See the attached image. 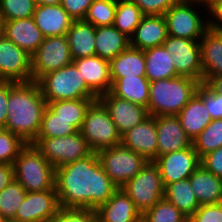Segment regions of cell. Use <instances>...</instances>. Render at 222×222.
Returning a JSON list of instances; mask_svg holds the SVG:
<instances>
[{
  "mask_svg": "<svg viewBox=\"0 0 222 222\" xmlns=\"http://www.w3.org/2000/svg\"><path fill=\"white\" fill-rule=\"evenodd\" d=\"M60 208L96 209L118 189L103 170L96 152L55 169Z\"/></svg>",
  "mask_w": 222,
  "mask_h": 222,
  "instance_id": "1",
  "label": "cell"
},
{
  "mask_svg": "<svg viewBox=\"0 0 222 222\" xmlns=\"http://www.w3.org/2000/svg\"><path fill=\"white\" fill-rule=\"evenodd\" d=\"M46 106L38 82L10 81L5 129L19 136L26 144L33 143Z\"/></svg>",
  "mask_w": 222,
  "mask_h": 222,
  "instance_id": "2",
  "label": "cell"
},
{
  "mask_svg": "<svg viewBox=\"0 0 222 222\" xmlns=\"http://www.w3.org/2000/svg\"><path fill=\"white\" fill-rule=\"evenodd\" d=\"M200 84L198 80L184 76L150 82L149 116L177 115L194 96Z\"/></svg>",
  "mask_w": 222,
  "mask_h": 222,
  "instance_id": "3",
  "label": "cell"
},
{
  "mask_svg": "<svg viewBox=\"0 0 222 222\" xmlns=\"http://www.w3.org/2000/svg\"><path fill=\"white\" fill-rule=\"evenodd\" d=\"M164 17L168 35L173 37L200 40L210 27L209 14L202 0H178Z\"/></svg>",
  "mask_w": 222,
  "mask_h": 222,
  "instance_id": "4",
  "label": "cell"
},
{
  "mask_svg": "<svg viewBox=\"0 0 222 222\" xmlns=\"http://www.w3.org/2000/svg\"><path fill=\"white\" fill-rule=\"evenodd\" d=\"M13 166L15 180L26 192L55 189V168L32 143L21 149Z\"/></svg>",
  "mask_w": 222,
  "mask_h": 222,
  "instance_id": "5",
  "label": "cell"
},
{
  "mask_svg": "<svg viewBox=\"0 0 222 222\" xmlns=\"http://www.w3.org/2000/svg\"><path fill=\"white\" fill-rule=\"evenodd\" d=\"M38 83L47 103L60 100L98 99L73 62L46 74Z\"/></svg>",
  "mask_w": 222,
  "mask_h": 222,
  "instance_id": "6",
  "label": "cell"
},
{
  "mask_svg": "<svg viewBox=\"0 0 222 222\" xmlns=\"http://www.w3.org/2000/svg\"><path fill=\"white\" fill-rule=\"evenodd\" d=\"M80 133L96 153L121 144V135L99 100L93 101L88 107Z\"/></svg>",
  "mask_w": 222,
  "mask_h": 222,
  "instance_id": "7",
  "label": "cell"
},
{
  "mask_svg": "<svg viewBox=\"0 0 222 222\" xmlns=\"http://www.w3.org/2000/svg\"><path fill=\"white\" fill-rule=\"evenodd\" d=\"M32 144L55 169L93 153L80 131L65 137L36 138Z\"/></svg>",
  "mask_w": 222,
  "mask_h": 222,
  "instance_id": "8",
  "label": "cell"
},
{
  "mask_svg": "<svg viewBox=\"0 0 222 222\" xmlns=\"http://www.w3.org/2000/svg\"><path fill=\"white\" fill-rule=\"evenodd\" d=\"M122 190L143 215L164 198V185L158 166L154 161H148L141 171L122 187Z\"/></svg>",
  "mask_w": 222,
  "mask_h": 222,
  "instance_id": "9",
  "label": "cell"
},
{
  "mask_svg": "<svg viewBox=\"0 0 222 222\" xmlns=\"http://www.w3.org/2000/svg\"><path fill=\"white\" fill-rule=\"evenodd\" d=\"M97 155L103 170L118 188L134 178L148 162L122 144L100 150Z\"/></svg>",
  "mask_w": 222,
  "mask_h": 222,
  "instance_id": "10",
  "label": "cell"
},
{
  "mask_svg": "<svg viewBox=\"0 0 222 222\" xmlns=\"http://www.w3.org/2000/svg\"><path fill=\"white\" fill-rule=\"evenodd\" d=\"M32 81L38 82L43 76L73 62L66 35L43 39L31 56Z\"/></svg>",
  "mask_w": 222,
  "mask_h": 222,
  "instance_id": "11",
  "label": "cell"
},
{
  "mask_svg": "<svg viewBox=\"0 0 222 222\" xmlns=\"http://www.w3.org/2000/svg\"><path fill=\"white\" fill-rule=\"evenodd\" d=\"M162 45L172 55L174 68L179 76L203 83L200 40L168 36Z\"/></svg>",
  "mask_w": 222,
  "mask_h": 222,
  "instance_id": "12",
  "label": "cell"
},
{
  "mask_svg": "<svg viewBox=\"0 0 222 222\" xmlns=\"http://www.w3.org/2000/svg\"><path fill=\"white\" fill-rule=\"evenodd\" d=\"M0 81H32L31 55L4 35L0 37Z\"/></svg>",
  "mask_w": 222,
  "mask_h": 222,
  "instance_id": "13",
  "label": "cell"
},
{
  "mask_svg": "<svg viewBox=\"0 0 222 222\" xmlns=\"http://www.w3.org/2000/svg\"><path fill=\"white\" fill-rule=\"evenodd\" d=\"M164 187L172 182L187 179L199 166L200 158L194 147L161 155L154 160Z\"/></svg>",
  "mask_w": 222,
  "mask_h": 222,
  "instance_id": "14",
  "label": "cell"
},
{
  "mask_svg": "<svg viewBox=\"0 0 222 222\" xmlns=\"http://www.w3.org/2000/svg\"><path fill=\"white\" fill-rule=\"evenodd\" d=\"M60 209L55 189L27 192L15 215L20 222H46Z\"/></svg>",
  "mask_w": 222,
  "mask_h": 222,
  "instance_id": "15",
  "label": "cell"
},
{
  "mask_svg": "<svg viewBox=\"0 0 222 222\" xmlns=\"http://www.w3.org/2000/svg\"><path fill=\"white\" fill-rule=\"evenodd\" d=\"M98 100L107 109L121 136L149 117L147 107L116 97L110 92L100 95Z\"/></svg>",
  "mask_w": 222,
  "mask_h": 222,
  "instance_id": "16",
  "label": "cell"
},
{
  "mask_svg": "<svg viewBox=\"0 0 222 222\" xmlns=\"http://www.w3.org/2000/svg\"><path fill=\"white\" fill-rule=\"evenodd\" d=\"M121 144L142 155L147 161L157 158L156 117L149 116L142 123L121 136Z\"/></svg>",
  "mask_w": 222,
  "mask_h": 222,
  "instance_id": "17",
  "label": "cell"
},
{
  "mask_svg": "<svg viewBox=\"0 0 222 222\" xmlns=\"http://www.w3.org/2000/svg\"><path fill=\"white\" fill-rule=\"evenodd\" d=\"M156 131L157 157L193 146L176 115L156 116Z\"/></svg>",
  "mask_w": 222,
  "mask_h": 222,
  "instance_id": "18",
  "label": "cell"
},
{
  "mask_svg": "<svg viewBox=\"0 0 222 222\" xmlns=\"http://www.w3.org/2000/svg\"><path fill=\"white\" fill-rule=\"evenodd\" d=\"M95 212L98 222H142V214L122 188H118Z\"/></svg>",
  "mask_w": 222,
  "mask_h": 222,
  "instance_id": "19",
  "label": "cell"
},
{
  "mask_svg": "<svg viewBox=\"0 0 222 222\" xmlns=\"http://www.w3.org/2000/svg\"><path fill=\"white\" fill-rule=\"evenodd\" d=\"M73 63L83 76L88 87L99 97L110 92L112 80L109 61L99 56L77 58Z\"/></svg>",
  "mask_w": 222,
  "mask_h": 222,
  "instance_id": "20",
  "label": "cell"
},
{
  "mask_svg": "<svg viewBox=\"0 0 222 222\" xmlns=\"http://www.w3.org/2000/svg\"><path fill=\"white\" fill-rule=\"evenodd\" d=\"M167 22L162 15H144L130 37V47L146 50L161 46L168 37Z\"/></svg>",
  "mask_w": 222,
  "mask_h": 222,
  "instance_id": "21",
  "label": "cell"
},
{
  "mask_svg": "<svg viewBox=\"0 0 222 222\" xmlns=\"http://www.w3.org/2000/svg\"><path fill=\"white\" fill-rule=\"evenodd\" d=\"M3 35L31 56L44 39L33 17L4 21Z\"/></svg>",
  "mask_w": 222,
  "mask_h": 222,
  "instance_id": "22",
  "label": "cell"
},
{
  "mask_svg": "<svg viewBox=\"0 0 222 222\" xmlns=\"http://www.w3.org/2000/svg\"><path fill=\"white\" fill-rule=\"evenodd\" d=\"M44 38L66 35L73 19L59 5H37L33 15Z\"/></svg>",
  "mask_w": 222,
  "mask_h": 222,
  "instance_id": "23",
  "label": "cell"
},
{
  "mask_svg": "<svg viewBox=\"0 0 222 222\" xmlns=\"http://www.w3.org/2000/svg\"><path fill=\"white\" fill-rule=\"evenodd\" d=\"M203 82L222 75V32L209 27L200 39Z\"/></svg>",
  "mask_w": 222,
  "mask_h": 222,
  "instance_id": "24",
  "label": "cell"
},
{
  "mask_svg": "<svg viewBox=\"0 0 222 222\" xmlns=\"http://www.w3.org/2000/svg\"><path fill=\"white\" fill-rule=\"evenodd\" d=\"M188 178L200 205L222 202L221 178L206 170L201 164Z\"/></svg>",
  "mask_w": 222,
  "mask_h": 222,
  "instance_id": "25",
  "label": "cell"
},
{
  "mask_svg": "<svg viewBox=\"0 0 222 222\" xmlns=\"http://www.w3.org/2000/svg\"><path fill=\"white\" fill-rule=\"evenodd\" d=\"M72 60L96 55L95 27L85 20H73L67 31Z\"/></svg>",
  "mask_w": 222,
  "mask_h": 222,
  "instance_id": "26",
  "label": "cell"
},
{
  "mask_svg": "<svg viewBox=\"0 0 222 222\" xmlns=\"http://www.w3.org/2000/svg\"><path fill=\"white\" fill-rule=\"evenodd\" d=\"M129 47L130 38L121 33L114 25L95 27L96 56L110 62Z\"/></svg>",
  "mask_w": 222,
  "mask_h": 222,
  "instance_id": "27",
  "label": "cell"
},
{
  "mask_svg": "<svg viewBox=\"0 0 222 222\" xmlns=\"http://www.w3.org/2000/svg\"><path fill=\"white\" fill-rule=\"evenodd\" d=\"M176 116L192 141L212 121L203 100L196 93Z\"/></svg>",
  "mask_w": 222,
  "mask_h": 222,
  "instance_id": "28",
  "label": "cell"
},
{
  "mask_svg": "<svg viewBox=\"0 0 222 222\" xmlns=\"http://www.w3.org/2000/svg\"><path fill=\"white\" fill-rule=\"evenodd\" d=\"M111 80L112 95L143 107L148 106L150 81L146 76H125Z\"/></svg>",
  "mask_w": 222,
  "mask_h": 222,
  "instance_id": "29",
  "label": "cell"
},
{
  "mask_svg": "<svg viewBox=\"0 0 222 222\" xmlns=\"http://www.w3.org/2000/svg\"><path fill=\"white\" fill-rule=\"evenodd\" d=\"M145 71L147 79L152 82L178 77L172 55L163 45L144 50Z\"/></svg>",
  "mask_w": 222,
  "mask_h": 222,
  "instance_id": "30",
  "label": "cell"
},
{
  "mask_svg": "<svg viewBox=\"0 0 222 222\" xmlns=\"http://www.w3.org/2000/svg\"><path fill=\"white\" fill-rule=\"evenodd\" d=\"M111 79L146 76L144 51L129 47L109 62Z\"/></svg>",
  "mask_w": 222,
  "mask_h": 222,
  "instance_id": "31",
  "label": "cell"
},
{
  "mask_svg": "<svg viewBox=\"0 0 222 222\" xmlns=\"http://www.w3.org/2000/svg\"><path fill=\"white\" fill-rule=\"evenodd\" d=\"M164 198L176 206L187 218L192 216L200 206L190 186L189 178L166 185Z\"/></svg>",
  "mask_w": 222,
  "mask_h": 222,
  "instance_id": "32",
  "label": "cell"
},
{
  "mask_svg": "<svg viewBox=\"0 0 222 222\" xmlns=\"http://www.w3.org/2000/svg\"><path fill=\"white\" fill-rule=\"evenodd\" d=\"M98 99H75L48 102L47 107L58 117L71 121V124L80 131L86 111L91 103Z\"/></svg>",
  "mask_w": 222,
  "mask_h": 222,
  "instance_id": "33",
  "label": "cell"
},
{
  "mask_svg": "<svg viewBox=\"0 0 222 222\" xmlns=\"http://www.w3.org/2000/svg\"><path fill=\"white\" fill-rule=\"evenodd\" d=\"M144 14L131 0H117L114 27L127 37H131Z\"/></svg>",
  "mask_w": 222,
  "mask_h": 222,
  "instance_id": "34",
  "label": "cell"
},
{
  "mask_svg": "<svg viewBox=\"0 0 222 222\" xmlns=\"http://www.w3.org/2000/svg\"><path fill=\"white\" fill-rule=\"evenodd\" d=\"M192 145L200 159L222 147V119L212 120L192 141Z\"/></svg>",
  "mask_w": 222,
  "mask_h": 222,
  "instance_id": "35",
  "label": "cell"
},
{
  "mask_svg": "<svg viewBox=\"0 0 222 222\" xmlns=\"http://www.w3.org/2000/svg\"><path fill=\"white\" fill-rule=\"evenodd\" d=\"M76 132L78 130L71 121L58 117L46 106L37 138L65 137Z\"/></svg>",
  "mask_w": 222,
  "mask_h": 222,
  "instance_id": "36",
  "label": "cell"
},
{
  "mask_svg": "<svg viewBox=\"0 0 222 222\" xmlns=\"http://www.w3.org/2000/svg\"><path fill=\"white\" fill-rule=\"evenodd\" d=\"M26 190L15 179L0 191V214L5 220L15 219L19 206L23 203Z\"/></svg>",
  "mask_w": 222,
  "mask_h": 222,
  "instance_id": "37",
  "label": "cell"
},
{
  "mask_svg": "<svg viewBox=\"0 0 222 222\" xmlns=\"http://www.w3.org/2000/svg\"><path fill=\"white\" fill-rule=\"evenodd\" d=\"M142 222H188V218L165 198L142 215Z\"/></svg>",
  "mask_w": 222,
  "mask_h": 222,
  "instance_id": "38",
  "label": "cell"
},
{
  "mask_svg": "<svg viewBox=\"0 0 222 222\" xmlns=\"http://www.w3.org/2000/svg\"><path fill=\"white\" fill-rule=\"evenodd\" d=\"M116 8L117 0H94L84 20L94 27L113 25Z\"/></svg>",
  "mask_w": 222,
  "mask_h": 222,
  "instance_id": "39",
  "label": "cell"
},
{
  "mask_svg": "<svg viewBox=\"0 0 222 222\" xmlns=\"http://www.w3.org/2000/svg\"><path fill=\"white\" fill-rule=\"evenodd\" d=\"M35 0H0V16L4 21L33 17Z\"/></svg>",
  "mask_w": 222,
  "mask_h": 222,
  "instance_id": "40",
  "label": "cell"
},
{
  "mask_svg": "<svg viewBox=\"0 0 222 222\" xmlns=\"http://www.w3.org/2000/svg\"><path fill=\"white\" fill-rule=\"evenodd\" d=\"M26 143L17 135L0 127V163L14 164Z\"/></svg>",
  "mask_w": 222,
  "mask_h": 222,
  "instance_id": "41",
  "label": "cell"
},
{
  "mask_svg": "<svg viewBox=\"0 0 222 222\" xmlns=\"http://www.w3.org/2000/svg\"><path fill=\"white\" fill-rule=\"evenodd\" d=\"M46 222H98L95 209L60 208L58 213Z\"/></svg>",
  "mask_w": 222,
  "mask_h": 222,
  "instance_id": "42",
  "label": "cell"
},
{
  "mask_svg": "<svg viewBox=\"0 0 222 222\" xmlns=\"http://www.w3.org/2000/svg\"><path fill=\"white\" fill-rule=\"evenodd\" d=\"M196 94L203 100L212 120L222 119V96L215 93L205 82L201 83Z\"/></svg>",
  "mask_w": 222,
  "mask_h": 222,
  "instance_id": "43",
  "label": "cell"
},
{
  "mask_svg": "<svg viewBox=\"0 0 222 222\" xmlns=\"http://www.w3.org/2000/svg\"><path fill=\"white\" fill-rule=\"evenodd\" d=\"M188 222H222V202L200 205Z\"/></svg>",
  "mask_w": 222,
  "mask_h": 222,
  "instance_id": "44",
  "label": "cell"
},
{
  "mask_svg": "<svg viewBox=\"0 0 222 222\" xmlns=\"http://www.w3.org/2000/svg\"><path fill=\"white\" fill-rule=\"evenodd\" d=\"M136 3L144 15H162L178 0H131Z\"/></svg>",
  "mask_w": 222,
  "mask_h": 222,
  "instance_id": "45",
  "label": "cell"
},
{
  "mask_svg": "<svg viewBox=\"0 0 222 222\" xmlns=\"http://www.w3.org/2000/svg\"><path fill=\"white\" fill-rule=\"evenodd\" d=\"M94 0H61V6L73 20H84Z\"/></svg>",
  "mask_w": 222,
  "mask_h": 222,
  "instance_id": "46",
  "label": "cell"
},
{
  "mask_svg": "<svg viewBox=\"0 0 222 222\" xmlns=\"http://www.w3.org/2000/svg\"><path fill=\"white\" fill-rule=\"evenodd\" d=\"M200 164L209 172L222 179V147L204 155Z\"/></svg>",
  "mask_w": 222,
  "mask_h": 222,
  "instance_id": "47",
  "label": "cell"
},
{
  "mask_svg": "<svg viewBox=\"0 0 222 222\" xmlns=\"http://www.w3.org/2000/svg\"><path fill=\"white\" fill-rule=\"evenodd\" d=\"M10 92V81H0V127L5 129L7 121V102Z\"/></svg>",
  "mask_w": 222,
  "mask_h": 222,
  "instance_id": "48",
  "label": "cell"
},
{
  "mask_svg": "<svg viewBox=\"0 0 222 222\" xmlns=\"http://www.w3.org/2000/svg\"><path fill=\"white\" fill-rule=\"evenodd\" d=\"M14 179L13 164L0 163V191L6 188Z\"/></svg>",
  "mask_w": 222,
  "mask_h": 222,
  "instance_id": "49",
  "label": "cell"
},
{
  "mask_svg": "<svg viewBox=\"0 0 222 222\" xmlns=\"http://www.w3.org/2000/svg\"><path fill=\"white\" fill-rule=\"evenodd\" d=\"M210 27L222 32V5L218 6L210 15Z\"/></svg>",
  "mask_w": 222,
  "mask_h": 222,
  "instance_id": "50",
  "label": "cell"
},
{
  "mask_svg": "<svg viewBox=\"0 0 222 222\" xmlns=\"http://www.w3.org/2000/svg\"><path fill=\"white\" fill-rule=\"evenodd\" d=\"M215 93L222 96V75L208 79L205 82Z\"/></svg>",
  "mask_w": 222,
  "mask_h": 222,
  "instance_id": "51",
  "label": "cell"
},
{
  "mask_svg": "<svg viewBox=\"0 0 222 222\" xmlns=\"http://www.w3.org/2000/svg\"><path fill=\"white\" fill-rule=\"evenodd\" d=\"M204 7L210 15L218 6L222 5V0H202Z\"/></svg>",
  "mask_w": 222,
  "mask_h": 222,
  "instance_id": "52",
  "label": "cell"
},
{
  "mask_svg": "<svg viewBox=\"0 0 222 222\" xmlns=\"http://www.w3.org/2000/svg\"><path fill=\"white\" fill-rule=\"evenodd\" d=\"M36 5H59L61 0H35Z\"/></svg>",
  "mask_w": 222,
  "mask_h": 222,
  "instance_id": "53",
  "label": "cell"
},
{
  "mask_svg": "<svg viewBox=\"0 0 222 222\" xmlns=\"http://www.w3.org/2000/svg\"><path fill=\"white\" fill-rule=\"evenodd\" d=\"M3 29H4V20L0 16V37L3 36Z\"/></svg>",
  "mask_w": 222,
  "mask_h": 222,
  "instance_id": "54",
  "label": "cell"
},
{
  "mask_svg": "<svg viewBox=\"0 0 222 222\" xmlns=\"http://www.w3.org/2000/svg\"><path fill=\"white\" fill-rule=\"evenodd\" d=\"M0 222H5V219L3 218L1 214H0Z\"/></svg>",
  "mask_w": 222,
  "mask_h": 222,
  "instance_id": "55",
  "label": "cell"
},
{
  "mask_svg": "<svg viewBox=\"0 0 222 222\" xmlns=\"http://www.w3.org/2000/svg\"><path fill=\"white\" fill-rule=\"evenodd\" d=\"M5 222H20V221H16V220L12 219V220H5Z\"/></svg>",
  "mask_w": 222,
  "mask_h": 222,
  "instance_id": "56",
  "label": "cell"
}]
</instances>
